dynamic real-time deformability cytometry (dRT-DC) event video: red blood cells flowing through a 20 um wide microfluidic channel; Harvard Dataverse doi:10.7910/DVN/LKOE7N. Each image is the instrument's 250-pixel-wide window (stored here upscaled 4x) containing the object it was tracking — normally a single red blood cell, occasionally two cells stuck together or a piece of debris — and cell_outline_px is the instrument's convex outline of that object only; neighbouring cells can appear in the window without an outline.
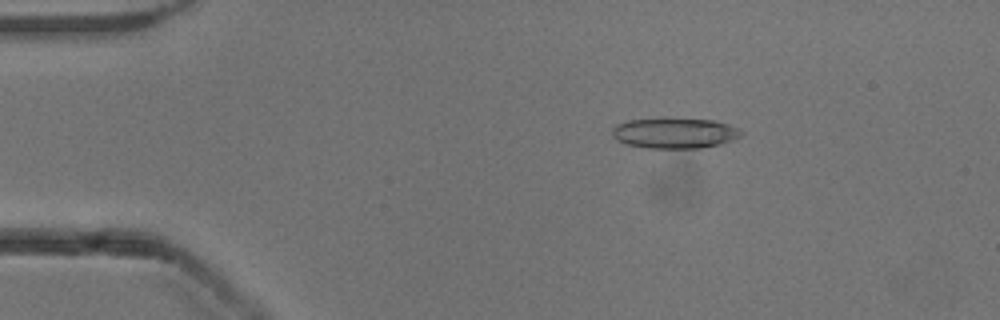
{"species": "common noctule bat (a hibernating species)", "species_latin": "Nyctalus noctula", "temperature_condition": "cold", "stored_images_in_passage": 52, "camera_frame_rate_fps": 3000, "um_per_image_px": 0.085, "animal": {"sex": "male", "body_mass_g": 13.3}, "frame": {"image": 1, "passage_image": 9, "time_ms": 2.667, "image_size_px": [1000, 320], "cell_outline_px": [[744, 132], [740, 136], [732, 140], [720, 144], [700, 148], [648, 148], [624, 144], [616, 140], [612, 136], [612, 128], [616, 124], [628, 120], [664, 116], [712, 120], [728, 124]], "centroid_in_image_um": [57.28, 11.28], "position_along_channel_um": 27.7, "area_um2": 23.64}}
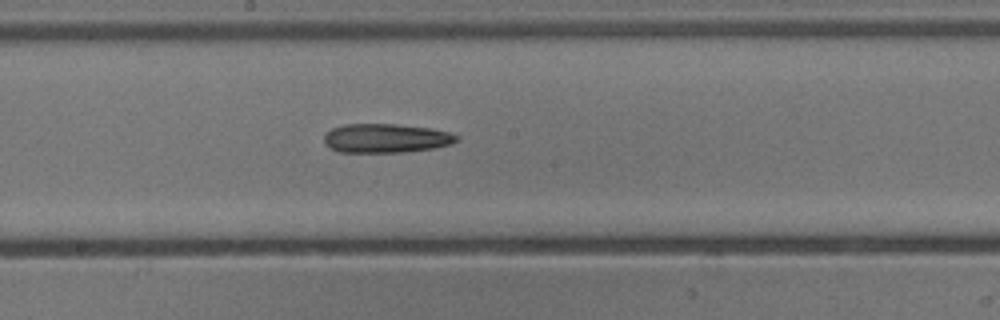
{"frame": {"image": 2, "passage_image": 28, "time_ms": 9.0, "image_size_px": [1000, 320], "cell_outline_px": [[460, 140], [452, 144], [436, 148], [404, 152], [340, 152], [324, 144], [324, 136], [332, 128], [344, 124], [396, 124], [432, 128], [448, 132], [460, 136]], "centroid_in_image_um": [32.86, 11.75], "position_along_channel_um": 215.3, "area_um2": 22.6}}
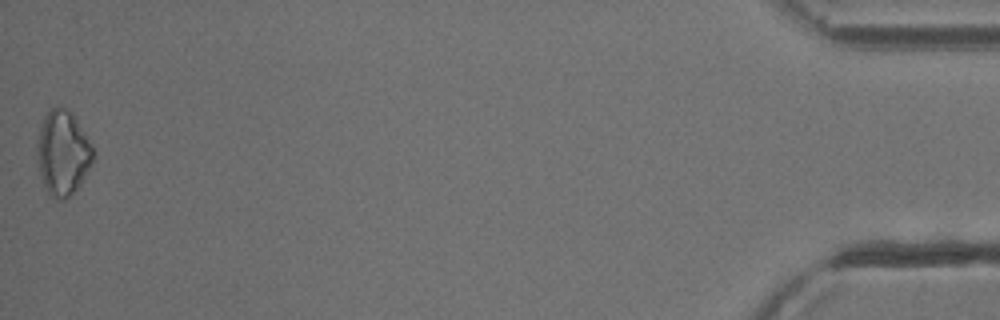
{"frame": {"image": 3, "passage_image": 52, "time_ms": 17.0, "image_size_px": [1000, 320], "cell_outline_px": [[96, 156], [80, 184], [64, 200], [56, 200], [44, 188], [40, 176], [36, 152], [36, 140], [40, 124], [48, 108], [60, 104], [72, 112], [92, 144]], "centroid_in_image_um": [5.32, 12.94], "position_along_channel_um": 429.9, "area_um2": 28.32}, "authors_computed_cell_mechanics": {"area_um2": 22.2241, "velocity_mm_per_s": 3.9324, "shape_relaxation_time_tau1_ms": null, "shape_relaxation_time_tau2_ms": 8.5346, "deformation_change_tau1": null, "deformation_change_tau2": 0.2785}}